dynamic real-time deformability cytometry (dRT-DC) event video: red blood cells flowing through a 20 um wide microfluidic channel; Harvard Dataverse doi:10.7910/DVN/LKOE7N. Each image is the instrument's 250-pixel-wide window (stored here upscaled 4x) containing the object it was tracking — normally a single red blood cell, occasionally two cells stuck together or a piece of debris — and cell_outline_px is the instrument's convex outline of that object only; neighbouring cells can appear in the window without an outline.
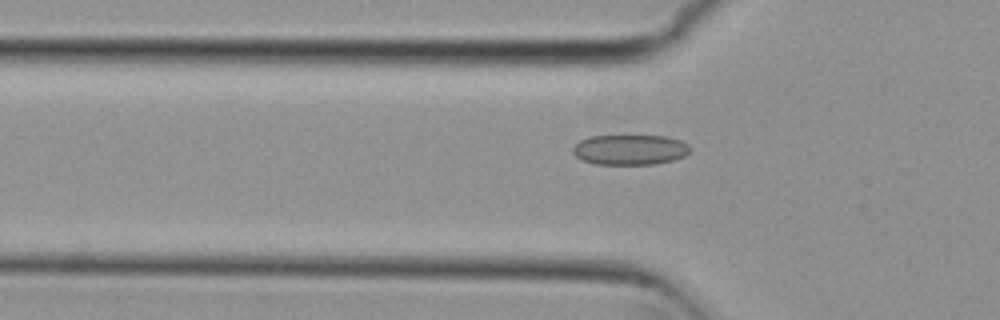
{"species": "common noctule bat (a hibernating species)", "species_latin": "Nyctalus noctula", "temperature_condition": "cold", "stored_images_in_passage": 43, "camera_frame_rate_fps": 3000, "um_per_image_px": 0.085, "animal": {"sex": "female", "body_mass_g": 29.2, "forearm_length_mm": 56.3}, "frame": {"image": 1, "passage_image": 6, "time_ms": 1.667, "image_size_px": [1000, 320], "cell_outline_px": [[692, 148], [684, 156], [672, 160], [652, 164], [596, 164], [584, 160], [576, 156], [572, 152], [572, 148], [580, 140], [588, 136], [668, 136], [680, 140], [688, 144]], "centroid_in_image_um": [53.55, 12.71], "position_along_channel_um": 72.2, "area_um2": 20.58}}
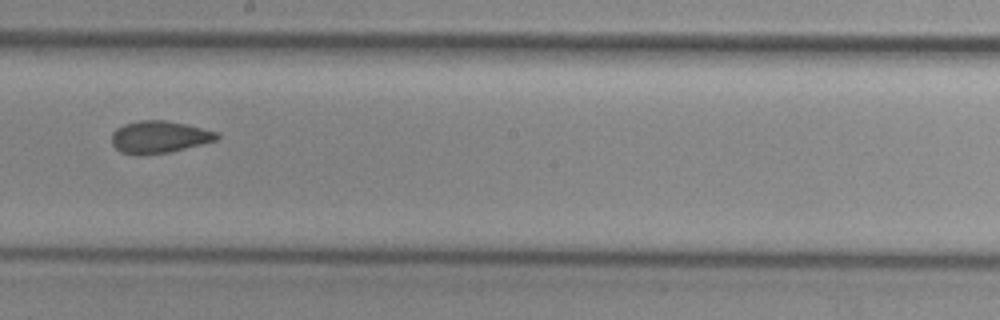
{"frame": {"image": 2, "passage_image": 19, "time_ms": 6.0, "image_size_px": [1000, 320], "cell_outline_px": [[220, 136], [216, 140], [168, 152], [144, 156], [140, 156], [120, 152], [112, 144], [112, 132], [116, 128], [124, 124], [140, 120], [164, 120], [184, 124], [216, 132]], "centroid_in_image_um": [13.46, 11.65], "position_along_channel_um": 234.7, "area_um2": 19.59}}
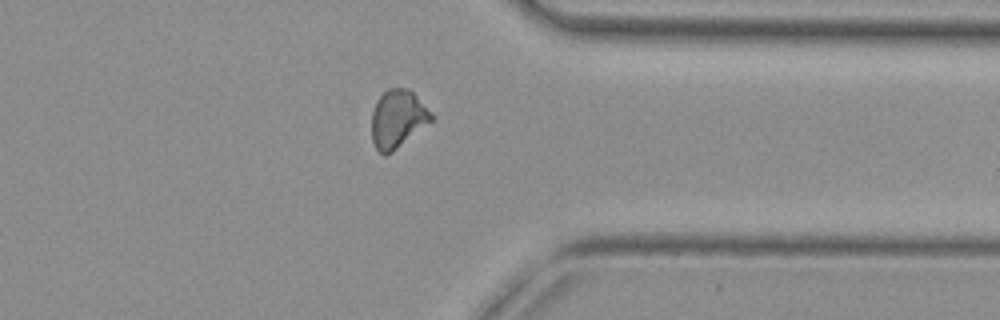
{"frame": {"image": 3, "passage_image": 31, "time_ms": 10.0, "image_size_px": [1000, 320], "cell_outline_px": [[432, 120], [392, 152], [384, 156], [376, 148], [372, 140], [372, 112], [376, 100], [388, 88], [408, 88], [432, 112]], "centroid_in_image_um": [33.78, 10.09], "position_along_channel_um": 377.6, "area_um2": 19.88}, "authors_computed_cell_mechanics": {"area_um2": 19.7676, "velocity_mm_per_s": 3.7366, "shape_relaxation_time_tau1_ms": null, "shape_relaxation_time_tau2_ms": 1.9969, "deformation_change_tau1": null, "deformation_change_tau2": 0.076}}